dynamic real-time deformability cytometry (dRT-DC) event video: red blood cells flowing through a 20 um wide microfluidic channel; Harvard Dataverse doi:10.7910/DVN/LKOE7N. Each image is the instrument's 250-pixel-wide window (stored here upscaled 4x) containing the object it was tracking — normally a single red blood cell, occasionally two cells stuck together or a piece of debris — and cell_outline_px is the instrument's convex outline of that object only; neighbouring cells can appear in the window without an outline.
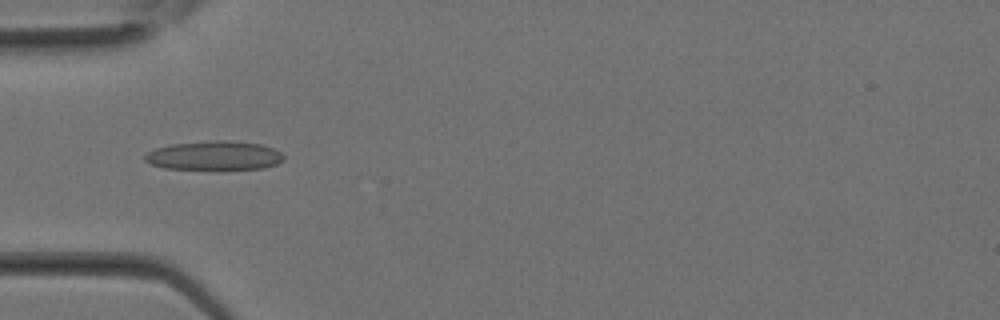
{"species": "Egyptian fruit bat (a non-hibernating species)", "species_latin": "Rousettus aegyptiacus", "temperature_condition": "room temperature", "stored_images_in_passage": 28, "camera_frame_rate_fps": 3000, "um_per_image_px": 0.085, "animal": {"sex": "female"}, "frame": {"image": 1, "passage_image": 7, "time_ms": 2.0, "image_size_px": [1000, 320], "cell_outline_px": [[284, 160], [276, 164], [264, 168], [164, 168], [148, 164], [144, 160], [144, 156], [148, 152], [156, 148], [172, 144], [216, 140], [224, 140], [260, 144], [272, 148], [280, 152], [284, 156]], "centroid_in_image_um": [18.19, 13.21], "position_along_channel_um": 66.8, "area_um2": 23.06}}
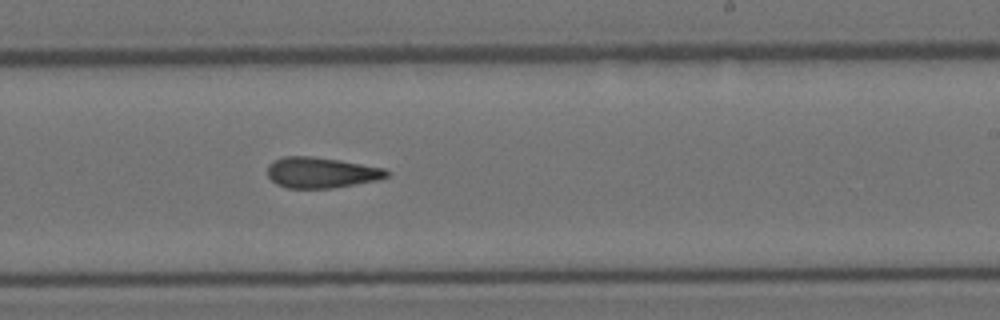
{"frame": {"image": 2, "passage_image": 16, "time_ms": 5.0, "image_size_px": [1000, 320], "cell_outline_px": [[392, 172], [388, 176], [380, 180], [332, 188], [288, 188], [276, 184], [268, 176], [268, 164], [272, 160], [284, 156], [312, 156], [340, 160], [384, 168]], "centroid_in_image_um": [27.32, 14.66], "position_along_channel_um": 261.7, "area_um2": 21.56}}
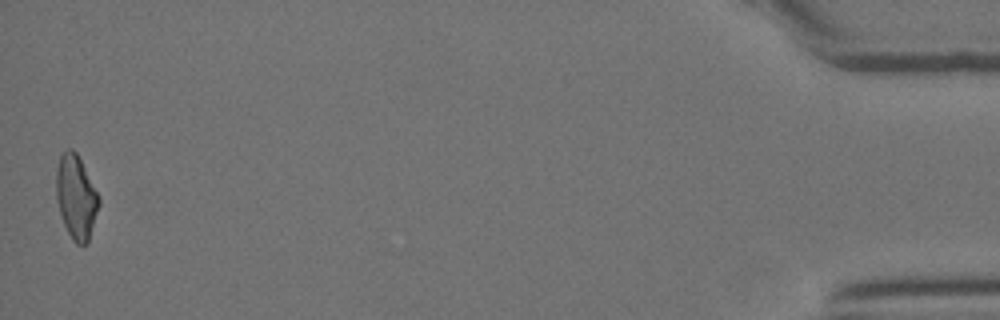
{"frame": {"image": 3, "passage_image": 28, "time_ms": 9.0, "image_size_px": [1000, 320], "cell_outline_px": [[100, 204], [88, 240], [84, 244], [76, 244], [72, 240], [64, 224], [56, 200], [56, 172], [60, 156], [68, 148], [72, 148], [76, 152], [100, 200]], "centroid_in_image_um": [6.45, 16.75], "position_along_channel_um": 428.8, "area_um2": 20.35}}